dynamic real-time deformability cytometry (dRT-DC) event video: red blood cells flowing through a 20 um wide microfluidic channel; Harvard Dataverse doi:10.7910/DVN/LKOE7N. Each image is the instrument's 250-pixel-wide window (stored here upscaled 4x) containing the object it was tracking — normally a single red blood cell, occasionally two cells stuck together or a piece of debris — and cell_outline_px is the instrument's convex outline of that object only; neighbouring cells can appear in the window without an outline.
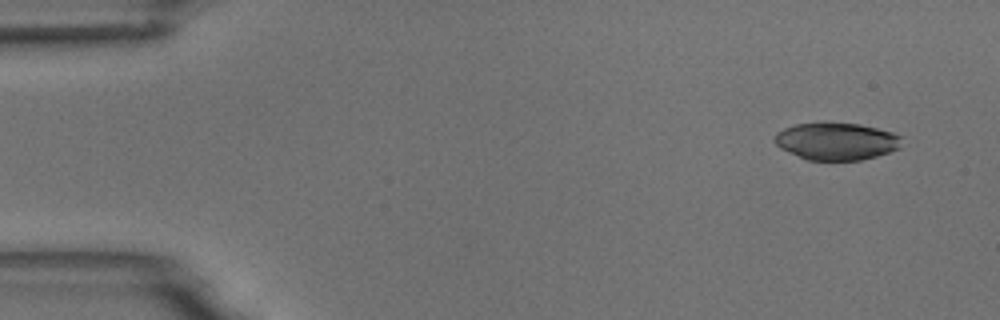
{"species": "common noctule bat (a hibernating species)", "species_latin": "Nyctalus noctula", "temperature_condition": "room temperature", "stored_images_in_passage": 6, "camera_frame_rate_fps": 3000, "um_per_image_px": 0.085, "animal": {"sex": "male", "body_mass_g": 18.8}, "frame": {"image": 1, "passage_image": 1, "time_ms": 0.0, "image_size_px": [1000, 320], "cell_outline_px": [[900, 148], [876, 156], [860, 160], [808, 160], [780, 148], [772, 140], [772, 136], [776, 132], [784, 128], [796, 124], [860, 124], [892, 132], [900, 136]], "centroid_in_image_um": [71.06, 12.02], "position_along_channel_um": 13.9, "area_um2": 27.22}}
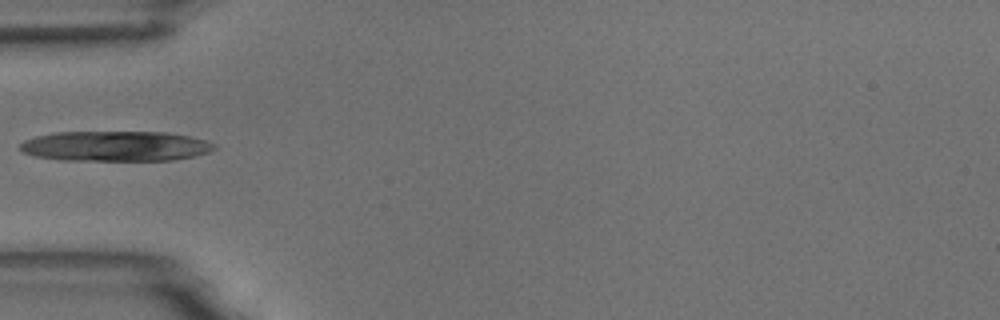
{"frame": {"image": 2, "passage_image": 5, "time_ms": 4.667, "image_size_px": [1000, 320], "cell_outline_px": [[216, 148], [208, 152], [196, 156], [172, 160], [60, 160], [36, 156], [24, 152], [20, 148], [20, 144], [24, 140], [36, 136], [56, 132], [168, 132], [192, 136], [216, 144]], "centroid_in_image_um": [9.85, 12.41], "position_along_channel_um": 75.2, "area_um2": 34.22}}
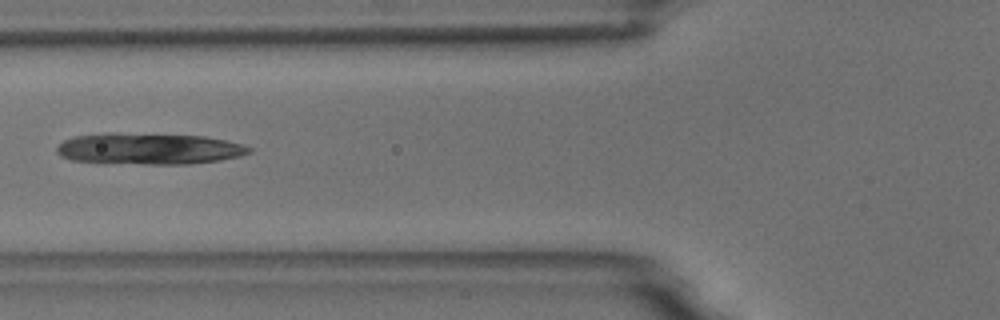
{"frame": {"image": 3, "passage_image": 6, "time_ms": 5.667, "image_size_px": [1000, 320], "cell_outline_px": [[252, 152], [240, 156], [220, 160], [188, 164], [144, 164], [72, 160], [60, 156], [56, 152], [56, 148], [64, 140], [76, 136], [108, 132], [116, 132], [204, 136], [244, 144], [252, 148]], "centroid_in_image_um": [12.68, 12.63], "position_along_channel_um": 113.1, "area_um2": 35.2}}